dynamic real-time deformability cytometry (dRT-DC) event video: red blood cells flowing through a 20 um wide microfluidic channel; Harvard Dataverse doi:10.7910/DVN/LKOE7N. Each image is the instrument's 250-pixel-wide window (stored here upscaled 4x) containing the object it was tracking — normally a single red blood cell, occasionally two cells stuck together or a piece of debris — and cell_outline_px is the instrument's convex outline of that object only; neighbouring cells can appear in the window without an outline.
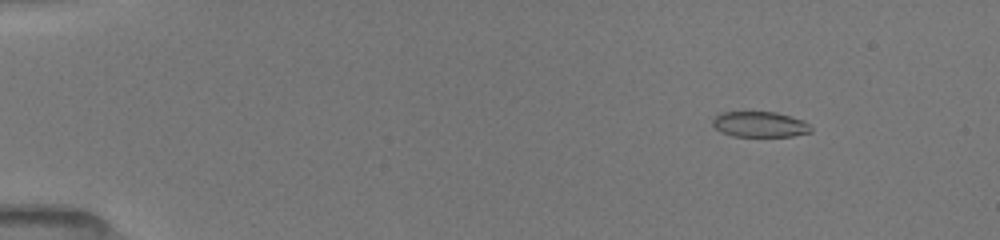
{"species": "common noctule bat (a hibernating species)", "species_latin": "Nyctalus noctula", "temperature_condition": "room temperature", "stored_images_in_passage": 28, "camera_frame_rate_fps": 3000, "um_per_image_px": 0.085, "animal": {"sex": "female", "body_mass_g": 19.5, "forearm_length_mm": 54.1}, "frame": {"image": 1, "passage_image": 6, "time_ms": 1.667, "image_size_px": [1000, 240], "cell_outline_px": [[812, 132], [792, 136], [732, 136], [720, 132], [712, 124], [712, 120], [720, 112], [776, 112], [804, 120], [812, 128]], "centroid_in_image_um": [64.58, 10.57], "position_along_channel_um": 20.4, "area_um2": 14.68}}
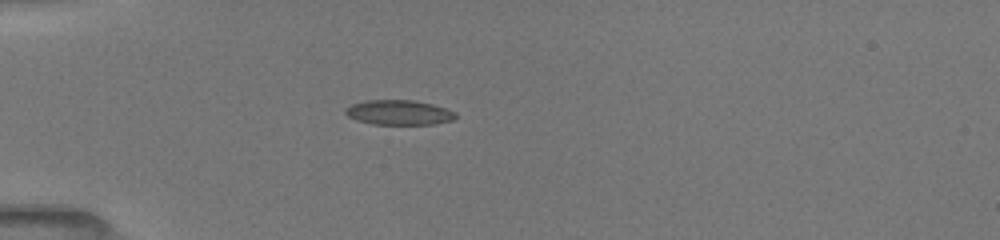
{"frame": {"image": 2, "passage_image": 19, "time_ms": 4.667, "image_size_px": [1000, 240], "cell_outline_px": [[456, 116], [452, 120], [432, 124], [372, 124], [356, 120], [348, 116], [344, 112], [344, 108], [352, 104], [364, 100], [412, 100], [432, 104], [456, 112]], "centroid_in_image_um": [33.86, 9.55], "position_along_channel_um": 51.1, "area_um2": 15.9}}
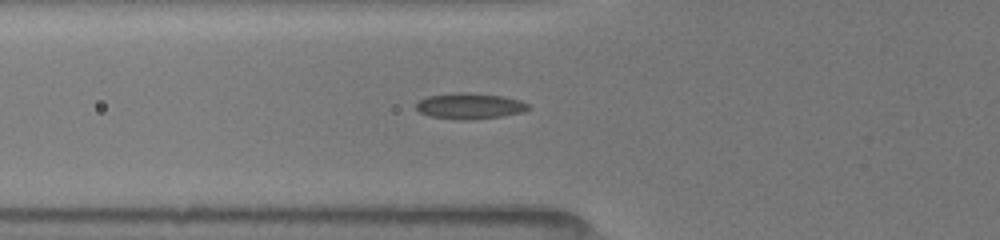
{"frame": {"image": 3, "passage_image": 24, "time_ms": 6.0, "image_size_px": [1000, 240], "cell_outline_px": [[532, 108], [524, 112], [500, 116], [468, 120], [456, 120], [428, 116], [420, 112], [416, 108], [416, 104], [420, 100], [428, 96], [456, 92], [468, 92], [504, 96], [520, 100], [528, 104]], "centroid_in_image_um": [39.94, 9.01], "position_along_channel_um": 85.9, "area_um2": 17.11}}